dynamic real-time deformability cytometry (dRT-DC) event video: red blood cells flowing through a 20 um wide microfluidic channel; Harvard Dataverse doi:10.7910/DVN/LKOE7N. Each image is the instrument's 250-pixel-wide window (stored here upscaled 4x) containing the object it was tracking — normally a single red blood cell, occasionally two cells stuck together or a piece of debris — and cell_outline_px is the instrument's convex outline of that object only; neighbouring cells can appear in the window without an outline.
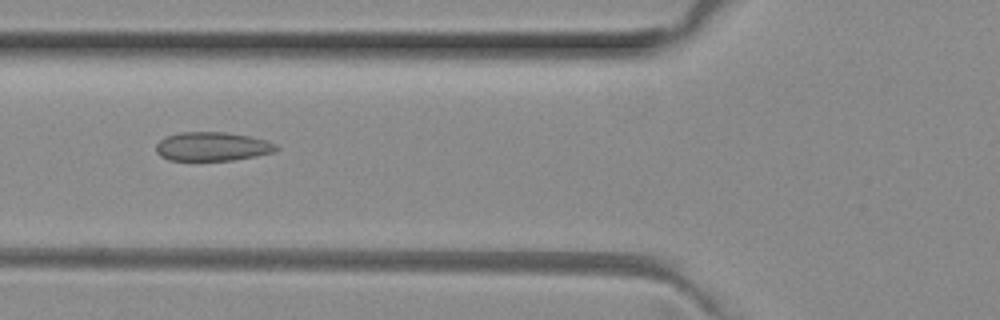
{"species": "common noctule bat (a hibernating species)", "species_latin": "Nyctalus noctula", "temperature_condition": "room temperature", "stored_images_in_passage": 5, "camera_frame_rate_fps": 3000, "um_per_image_px": 0.085, "animal": {"sex": "female", "body_mass_g": 29.2, "forearm_length_mm": 56.3}, "frame": {"image": 1, "passage_image": 4, "time_ms": 1.0, "image_size_px": [1000, 320], "cell_outline_px": [[280, 148], [272, 152], [256, 156], [232, 160], [168, 160], [160, 156], [156, 152], [156, 144], [160, 140], [168, 136], [180, 132], [224, 132], [248, 136], [264, 140], [276, 144]], "centroid_in_image_um": [18.02, 12.45], "position_along_channel_um": 107.8, "area_um2": 20.06}}
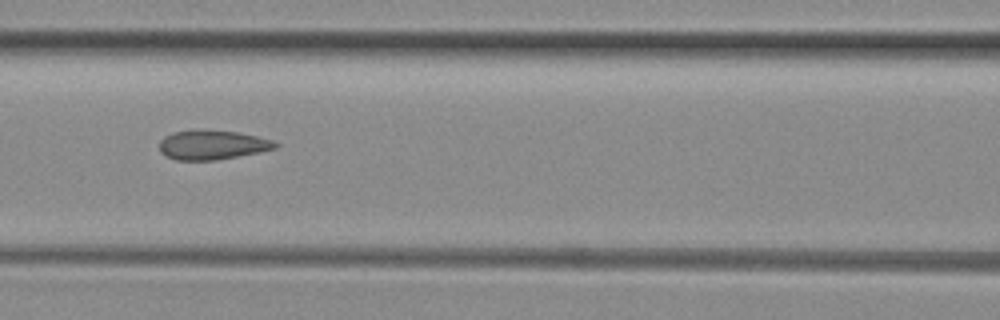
{"frame": {"image": 2, "passage_image": 5, "time_ms": 1.333, "image_size_px": [1000, 320], "cell_outline_px": [[280, 144], [276, 148], [216, 160], [176, 160], [160, 152], [160, 140], [164, 136], [172, 132], [192, 128], [200, 128], [236, 132], [256, 136], [272, 140]], "centroid_in_image_um": [17.99, 12.28], "position_along_channel_um": 148.6, "area_um2": 20.0}}